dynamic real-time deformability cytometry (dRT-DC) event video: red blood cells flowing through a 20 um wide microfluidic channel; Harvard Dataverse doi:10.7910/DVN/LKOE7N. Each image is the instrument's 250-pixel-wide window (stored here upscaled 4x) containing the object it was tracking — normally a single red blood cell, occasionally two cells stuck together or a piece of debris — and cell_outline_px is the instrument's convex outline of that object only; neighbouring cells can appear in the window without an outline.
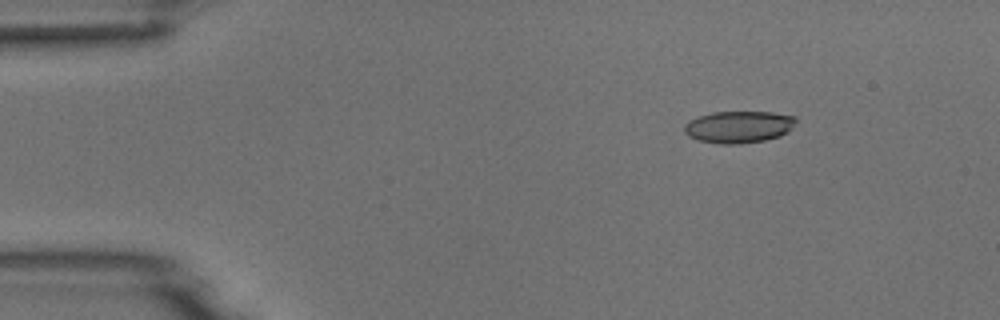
{"species": "common noctule bat (a hibernating species)", "species_latin": "Nyctalus noctula", "temperature_condition": "room temperature", "stored_images_in_passage": 5, "camera_frame_rate_fps": 3000, "um_per_image_px": 0.085, "animal": {"sex": "male", "body_mass_g": 18.8}, "frame": {"image": 1, "passage_image": 3, "time_ms": 2.333, "image_size_px": [1000, 320], "cell_outline_px": [[796, 120], [792, 128], [788, 132], [780, 136], [764, 140], [740, 144], [720, 144], [700, 140], [688, 136], [684, 132], [684, 124], [688, 120], [696, 116], [712, 112], [772, 112], [796, 116]], "centroid_in_image_um": [62.77, 10.78], "position_along_channel_um": 22.2, "area_um2": 20.98}}